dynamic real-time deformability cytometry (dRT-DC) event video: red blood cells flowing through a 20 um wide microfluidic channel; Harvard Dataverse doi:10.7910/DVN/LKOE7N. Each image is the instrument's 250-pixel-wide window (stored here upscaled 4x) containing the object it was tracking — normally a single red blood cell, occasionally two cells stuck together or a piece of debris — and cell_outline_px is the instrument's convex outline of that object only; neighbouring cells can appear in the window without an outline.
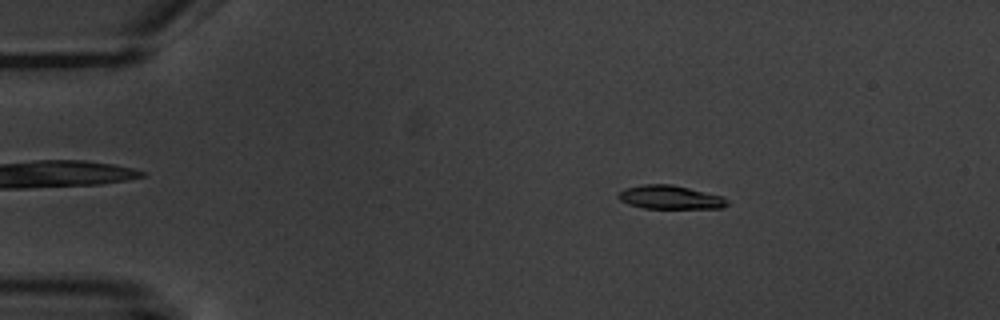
{"species": "common noctule bat (a hibernating species)", "species_latin": "Nyctalus noctula", "temperature_condition": "warm", "stored_images_in_passage": 6, "segment_of_instrument_passage": [1, 2], "camera_frame_rate_fps": 3000, "um_per_image_px": 0.085, "animal": {"sex": "male", "body_mass_g": 20.1, "forearm_length_mm": 53.5}, "frame": {"image": 1, "passage_image": 3, "time_ms": 2.333, "image_size_px": [1000, 320], "cell_outline_px": [[728, 204], [724, 208], [644, 208], [628, 204], [620, 200], [616, 196], [624, 188], [640, 184], [672, 184], [724, 196], [728, 200]], "centroid_in_image_um": [56.97, 16.76], "position_along_channel_um": 28.0, "area_um2": 15.14}}